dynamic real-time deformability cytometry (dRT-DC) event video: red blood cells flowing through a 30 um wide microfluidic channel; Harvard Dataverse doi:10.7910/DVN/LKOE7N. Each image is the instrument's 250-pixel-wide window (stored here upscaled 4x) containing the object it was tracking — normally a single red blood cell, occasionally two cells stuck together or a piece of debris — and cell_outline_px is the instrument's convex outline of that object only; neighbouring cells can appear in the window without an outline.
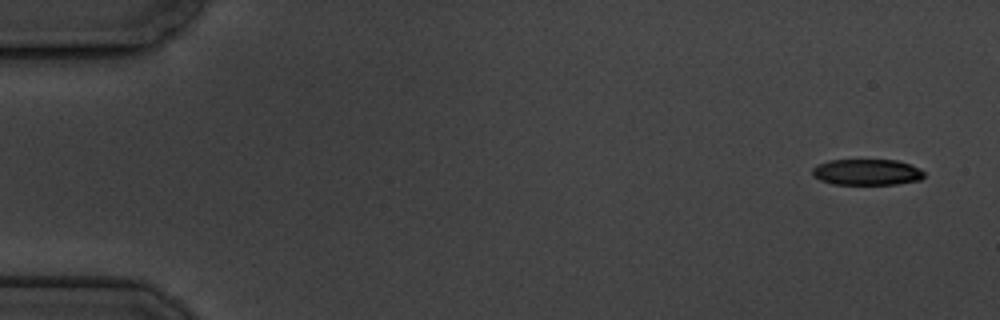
{"species": "common noctule bat (a hibernating species)", "species_latin": "Nyctalus noctula", "temperature_condition": "cold", "stored_images_in_passage": 5, "camera_frame_rate_fps": 3000, "um_per_image_px": 0.085, "animal": {"sex": "male", "body_mass_g": 19.5, "forearm_length_mm": 54.6}, "frame": {"image": 1, "passage_image": 1, "time_ms": 0.0, "image_size_px": [1000, 320], "cell_outline_px": [[924, 176], [920, 180], [896, 184], [832, 184], [820, 180], [812, 176], [812, 168], [828, 160], [896, 160], [920, 168], [924, 172]], "centroid_in_image_um": [73.67, 14.63], "position_along_channel_um": 11.3, "area_um2": 16.94}}
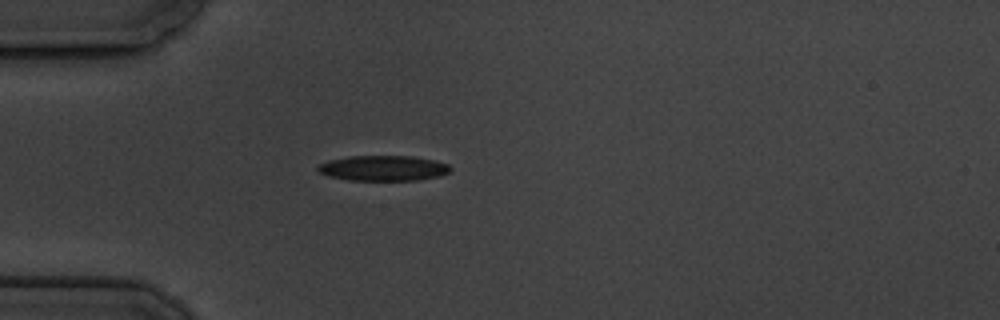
{"frame": {"image": 2, "passage_image": 5, "time_ms": 4.667, "image_size_px": [1000, 320], "cell_outline_px": [[452, 168], [448, 172], [440, 176], [416, 180], [348, 180], [328, 176], [320, 172], [316, 168], [320, 164], [328, 160], [348, 156], [412, 156], [432, 160], [448, 164]], "centroid_in_image_um": [32.56, 14.29], "position_along_channel_um": 52.4, "area_um2": 19.48}}